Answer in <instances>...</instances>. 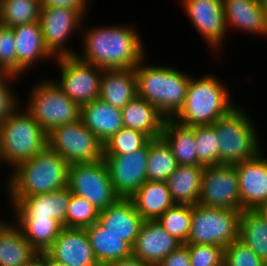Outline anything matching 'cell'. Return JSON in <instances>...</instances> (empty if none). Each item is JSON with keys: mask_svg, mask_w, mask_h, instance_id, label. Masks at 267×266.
Returning a JSON list of instances; mask_svg holds the SVG:
<instances>
[{"mask_svg": "<svg viewBox=\"0 0 267 266\" xmlns=\"http://www.w3.org/2000/svg\"><path fill=\"white\" fill-rule=\"evenodd\" d=\"M196 137L197 157L200 164L206 166L219 165V146L216 128L211 125L193 126Z\"/></svg>", "mask_w": 267, "mask_h": 266, "instance_id": "cell-37", "label": "cell"}, {"mask_svg": "<svg viewBox=\"0 0 267 266\" xmlns=\"http://www.w3.org/2000/svg\"><path fill=\"white\" fill-rule=\"evenodd\" d=\"M121 111L125 127L145 133L150 139L161 137L167 118L145 99L137 95Z\"/></svg>", "mask_w": 267, "mask_h": 266, "instance_id": "cell-26", "label": "cell"}, {"mask_svg": "<svg viewBox=\"0 0 267 266\" xmlns=\"http://www.w3.org/2000/svg\"><path fill=\"white\" fill-rule=\"evenodd\" d=\"M239 240L267 264V216L262 210H243Z\"/></svg>", "mask_w": 267, "mask_h": 266, "instance_id": "cell-31", "label": "cell"}, {"mask_svg": "<svg viewBox=\"0 0 267 266\" xmlns=\"http://www.w3.org/2000/svg\"><path fill=\"white\" fill-rule=\"evenodd\" d=\"M170 145L178 165L202 166L198 161L193 126L167 118L161 135Z\"/></svg>", "mask_w": 267, "mask_h": 266, "instance_id": "cell-29", "label": "cell"}, {"mask_svg": "<svg viewBox=\"0 0 267 266\" xmlns=\"http://www.w3.org/2000/svg\"><path fill=\"white\" fill-rule=\"evenodd\" d=\"M191 266H224V248L216 245L185 244Z\"/></svg>", "mask_w": 267, "mask_h": 266, "instance_id": "cell-40", "label": "cell"}, {"mask_svg": "<svg viewBox=\"0 0 267 266\" xmlns=\"http://www.w3.org/2000/svg\"><path fill=\"white\" fill-rule=\"evenodd\" d=\"M204 166L178 165L166 180L175 204H199Z\"/></svg>", "mask_w": 267, "mask_h": 266, "instance_id": "cell-28", "label": "cell"}, {"mask_svg": "<svg viewBox=\"0 0 267 266\" xmlns=\"http://www.w3.org/2000/svg\"><path fill=\"white\" fill-rule=\"evenodd\" d=\"M42 81L33 87L26 106L34 120L47 133L57 126L78 121L81 107L56 85L55 80Z\"/></svg>", "mask_w": 267, "mask_h": 266, "instance_id": "cell-7", "label": "cell"}, {"mask_svg": "<svg viewBox=\"0 0 267 266\" xmlns=\"http://www.w3.org/2000/svg\"><path fill=\"white\" fill-rule=\"evenodd\" d=\"M46 253L67 266H100L85 228L63 227Z\"/></svg>", "mask_w": 267, "mask_h": 266, "instance_id": "cell-18", "label": "cell"}, {"mask_svg": "<svg viewBox=\"0 0 267 266\" xmlns=\"http://www.w3.org/2000/svg\"><path fill=\"white\" fill-rule=\"evenodd\" d=\"M1 160L3 161V158H2V147H1V135H0V162Z\"/></svg>", "mask_w": 267, "mask_h": 266, "instance_id": "cell-50", "label": "cell"}, {"mask_svg": "<svg viewBox=\"0 0 267 266\" xmlns=\"http://www.w3.org/2000/svg\"><path fill=\"white\" fill-rule=\"evenodd\" d=\"M18 109L0 124L3 163L15 169L48 146V133L25 110Z\"/></svg>", "mask_w": 267, "mask_h": 266, "instance_id": "cell-5", "label": "cell"}, {"mask_svg": "<svg viewBox=\"0 0 267 266\" xmlns=\"http://www.w3.org/2000/svg\"><path fill=\"white\" fill-rule=\"evenodd\" d=\"M158 266H191L188 247L185 244L180 245L166 256Z\"/></svg>", "mask_w": 267, "mask_h": 266, "instance_id": "cell-43", "label": "cell"}, {"mask_svg": "<svg viewBox=\"0 0 267 266\" xmlns=\"http://www.w3.org/2000/svg\"><path fill=\"white\" fill-rule=\"evenodd\" d=\"M85 230L100 266L132 256V246L108 232L98 221Z\"/></svg>", "mask_w": 267, "mask_h": 266, "instance_id": "cell-30", "label": "cell"}, {"mask_svg": "<svg viewBox=\"0 0 267 266\" xmlns=\"http://www.w3.org/2000/svg\"><path fill=\"white\" fill-rule=\"evenodd\" d=\"M11 73H9L3 66H0V84H2Z\"/></svg>", "mask_w": 267, "mask_h": 266, "instance_id": "cell-47", "label": "cell"}, {"mask_svg": "<svg viewBox=\"0 0 267 266\" xmlns=\"http://www.w3.org/2000/svg\"><path fill=\"white\" fill-rule=\"evenodd\" d=\"M16 224L38 253L46 252L63 228L55 219H17Z\"/></svg>", "mask_w": 267, "mask_h": 266, "instance_id": "cell-33", "label": "cell"}, {"mask_svg": "<svg viewBox=\"0 0 267 266\" xmlns=\"http://www.w3.org/2000/svg\"><path fill=\"white\" fill-rule=\"evenodd\" d=\"M103 159L120 198L130 199L147 180L148 142L131 154L104 155Z\"/></svg>", "mask_w": 267, "mask_h": 266, "instance_id": "cell-14", "label": "cell"}, {"mask_svg": "<svg viewBox=\"0 0 267 266\" xmlns=\"http://www.w3.org/2000/svg\"><path fill=\"white\" fill-rule=\"evenodd\" d=\"M17 77L18 76L11 74L2 84H0V124L17 110L18 99L8 85L10 81Z\"/></svg>", "mask_w": 267, "mask_h": 266, "instance_id": "cell-42", "label": "cell"}, {"mask_svg": "<svg viewBox=\"0 0 267 266\" xmlns=\"http://www.w3.org/2000/svg\"><path fill=\"white\" fill-rule=\"evenodd\" d=\"M228 93L214 75L191 76L183 107L173 119L186 126L211 125L236 107Z\"/></svg>", "mask_w": 267, "mask_h": 266, "instance_id": "cell-4", "label": "cell"}, {"mask_svg": "<svg viewBox=\"0 0 267 266\" xmlns=\"http://www.w3.org/2000/svg\"><path fill=\"white\" fill-rule=\"evenodd\" d=\"M144 59L134 68L137 95L173 118L183 107L191 75L168 66H145Z\"/></svg>", "mask_w": 267, "mask_h": 266, "instance_id": "cell-3", "label": "cell"}, {"mask_svg": "<svg viewBox=\"0 0 267 266\" xmlns=\"http://www.w3.org/2000/svg\"><path fill=\"white\" fill-rule=\"evenodd\" d=\"M80 119L103 143L124 127L121 109L99 98L81 106Z\"/></svg>", "mask_w": 267, "mask_h": 266, "instance_id": "cell-23", "label": "cell"}, {"mask_svg": "<svg viewBox=\"0 0 267 266\" xmlns=\"http://www.w3.org/2000/svg\"><path fill=\"white\" fill-rule=\"evenodd\" d=\"M137 96L135 70L105 69L100 82L99 99L122 109Z\"/></svg>", "mask_w": 267, "mask_h": 266, "instance_id": "cell-25", "label": "cell"}, {"mask_svg": "<svg viewBox=\"0 0 267 266\" xmlns=\"http://www.w3.org/2000/svg\"><path fill=\"white\" fill-rule=\"evenodd\" d=\"M157 221L169 234L186 244L192 224V205L174 204Z\"/></svg>", "mask_w": 267, "mask_h": 266, "instance_id": "cell-35", "label": "cell"}, {"mask_svg": "<svg viewBox=\"0 0 267 266\" xmlns=\"http://www.w3.org/2000/svg\"><path fill=\"white\" fill-rule=\"evenodd\" d=\"M149 140L145 133L124 126L104 143V155L131 154Z\"/></svg>", "mask_w": 267, "mask_h": 266, "instance_id": "cell-36", "label": "cell"}, {"mask_svg": "<svg viewBox=\"0 0 267 266\" xmlns=\"http://www.w3.org/2000/svg\"><path fill=\"white\" fill-rule=\"evenodd\" d=\"M83 34L84 53L76 56L104 70L132 69L145 57L141 38L132 26H95Z\"/></svg>", "mask_w": 267, "mask_h": 266, "instance_id": "cell-1", "label": "cell"}, {"mask_svg": "<svg viewBox=\"0 0 267 266\" xmlns=\"http://www.w3.org/2000/svg\"><path fill=\"white\" fill-rule=\"evenodd\" d=\"M84 14L79 9L42 6L40 24L43 39L48 51L55 56H76V52L64 46L71 32L80 27ZM82 20V21H81ZM75 30V31H74Z\"/></svg>", "mask_w": 267, "mask_h": 266, "instance_id": "cell-13", "label": "cell"}, {"mask_svg": "<svg viewBox=\"0 0 267 266\" xmlns=\"http://www.w3.org/2000/svg\"><path fill=\"white\" fill-rule=\"evenodd\" d=\"M245 113L235 107L213 123L218 136L219 165H235L262 153L257 128Z\"/></svg>", "mask_w": 267, "mask_h": 266, "instance_id": "cell-6", "label": "cell"}, {"mask_svg": "<svg viewBox=\"0 0 267 266\" xmlns=\"http://www.w3.org/2000/svg\"><path fill=\"white\" fill-rule=\"evenodd\" d=\"M38 257L45 263V266H67L52 259L46 252H40Z\"/></svg>", "mask_w": 267, "mask_h": 266, "instance_id": "cell-46", "label": "cell"}, {"mask_svg": "<svg viewBox=\"0 0 267 266\" xmlns=\"http://www.w3.org/2000/svg\"><path fill=\"white\" fill-rule=\"evenodd\" d=\"M180 3L205 42L219 52L228 29L222 0H181Z\"/></svg>", "mask_w": 267, "mask_h": 266, "instance_id": "cell-15", "label": "cell"}, {"mask_svg": "<svg viewBox=\"0 0 267 266\" xmlns=\"http://www.w3.org/2000/svg\"><path fill=\"white\" fill-rule=\"evenodd\" d=\"M41 0H1L0 24L15 27L40 19Z\"/></svg>", "mask_w": 267, "mask_h": 266, "instance_id": "cell-34", "label": "cell"}, {"mask_svg": "<svg viewBox=\"0 0 267 266\" xmlns=\"http://www.w3.org/2000/svg\"><path fill=\"white\" fill-rule=\"evenodd\" d=\"M56 60L60 66L61 77L55 83L71 100L81 107L99 97L104 69L77 56H62Z\"/></svg>", "mask_w": 267, "mask_h": 266, "instance_id": "cell-11", "label": "cell"}, {"mask_svg": "<svg viewBox=\"0 0 267 266\" xmlns=\"http://www.w3.org/2000/svg\"><path fill=\"white\" fill-rule=\"evenodd\" d=\"M224 266H267L239 239L224 248Z\"/></svg>", "mask_w": 267, "mask_h": 266, "instance_id": "cell-39", "label": "cell"}, {"mask_svg": "<svg viewBox=\"0 0 267 266\" xmlns=\"http://www.w3.org/2000/svg\"><path fill=\"white\" fill-rule=\"evenodd\" d=\"M106 266H158L154 265L151 263H146L138 258H135L133 256L126 258V259H121L118 261H113Z\"/></svg>", "mask_w": 267, "mask_h": 266, "instance_id": "cell-45", "label": "cell"}, {"mask_svg": "<svg viewBox=\"0 0 267 266\" xmlns=\"http://www.w3.org/2000/svg\"><path fill=\"white\" fill-rule=\"evenodd\" d=\"M178 164L170 145L161 136L148 141V181L166 182L175 172Z\"/></svg>", "mask_w": 267, "mask_h": 266, "instance_id": "cell-32", "label": "cell"}, {"mask_svg": "<svg viewBox=\"0 0 267 266\" xmlns=\"http://www.w3.org/2000/svg\"><path fill=\"white\" fill-rule=\"evenodd\" d=\"M182 243L169 234L157 220H146L132 247V256L158 265Z\"/></svg>", "mask_w": 267, "mask_h": 266, "instance_id": "cell-19", "label": "cell"}, {"mask_svg": "<svg viewBox=\"0 0 267 266\" xmlns=\"http://www.w3.org/2000/svg\"><path fill=\"white\" fill-rule=\"evenodd\" d=\"M88 0H41L42 6L65 7L79 9L84 15L86 14Z\"/></svg>", "mask_w": 267, "mask_h": 266, "instance_id": "cell-44", "label": "cell"}, {"mask_svg": "<svg viewBox=\"0 0 267 266\" xmlns=\"http://www.w3.org/2000/svg\"><path fill=\"white\" fill-rule=\"evenodd\" d=\"M15 45L13 29L0 24V66L17 76Z\"/></svg>", "mask_w": 267, "mask_h": 266, "instance_id": "cell-41", "label": "cell"}, {"mask_svg": "<svg viewBox=\"0 0 267 266\" xmlns=\"http://www.w3.org/2000/svg\"><path fill=\"white\" fill-rule=\"evenodd\" d=\"M68 186L50 193L10 199L17 219H55L66 227V214L71 198Z\"/></svg>", "mask_w": 267, "mask_h": 266, "instance_id": "cell-16", "label": "cell"}, {"mask_svg": "<svg viewBox=\"0 0 267 266\" xmlns=\"http://www.w3.org/2000/svg\"><path fill=\"white\" fill-rule=\"evenodd\" d=\"M257 157L235 164L241 211L261 210L267 205V158Z\"/></svg>", "mask_w": 267, "mask_h": 266, "instance_id": "cell-17", "label": "cell"}, {"mask_svg": "<svg viewBox=\"0 0 267 266\" xmlns=\"http://www.w3.org/2000/svg\"><path fill=\"white\" fill-rule=\"evenodd\" d=\"M261 210L267 216V205H265Z\"/></svg>", "mask_w": 267, "mask_h": 266, "instance_id": "cell-51", "label": "cell"}, {"mask_svg": "<svg viewBox=\"0 0 267 266\" xmlns=\"http://www.w3.org/2000/svg\"><path fill=\"white\" fill-rule=\"evenodd\" d=\"M199 204L241 211L239 181L235 165L204 167Z\"/></svg>", "mask_w": 267, "mask_h": 266, "instance_id": "cell-12", "label": "cell"}, {"mask_svg": "<svg viewBox=\"0 0 267 266\" xmlns=\"http://www.w3.org/2000/svg\"><path fill=\"white\" fill-rule=\"evenodd\" d=\"M222 2L227 27L267 36L262 0H222Z\"/></svg>", "mask_w": 267, "mask_h": 266, "instance_id": "cell-22", "label": "cell"}, {"mask_svg": "<svg viewBox=\"0 0 267 266\" xmlns=\"http://www.w3.org/2000/svg\"><path fill=\"white\" fill-rule=\"evenodd\" d=\"M241 213L239 210L192 205V224L186 244L226 248L239 239Z\"/></svg>", "mask_w": 267, "mask_h": 266, "instance_id": "cell-8", "label": "cell"}, {"mask_svg": "<svg viewBox=\"0 0 267 266\" xmlns=\"http://www.w3.org/2000/svg\"><path fill=\"white\" fill-rule=\"evenodd\" d=\"M135 209L146 220H157L173 202L166 182L146 180L130 198Z\"/></svg>", "mask_w": 267, "mask_h": 266, "instance_id": "cell-27", "label": "cell"}, {"mask_svg": "<svg viewBox=\"0 0 267 266\" xmlns=\"http://www.w3.org/2000/svg\"><path fill=\"white\" fill-rule=\"evenodd\" d=\"M27 266H45V263L37 257L30 265Z\"/></svg>", "mask_w": 267, "mask_h": 266, "instance_id": "cell-48", "label": "cell"}, {"mask_svg": "<svg viewBox=\"0 0 267 266\" xmlns=\"http://www.w3.org/2000/svg\"><path fill=\"white\" fill-rule=\"evenodd\" d=\"M70 164L48 146L11 173L6 188L10 199H23L68 186ZM11 196V197H10Z\"/></svg>", "mask_w": 267, "mask_h": 266, "instance_id": "cell-2", "label": "cell"}, {"mask_svg": "<svg viewBox=\"0 0 267 266\" xmlns=\"http://www.w3.org/2000/svg\"><path fill=\"white\" fill-rule=\"evenodd\" d=\"M15 38L17 76L36 61L54 57L46 48L40 21L12 28Z\"/></svg>", "mask_w": 267, "mask_h": 266, "instance_id": "cell-21", "label": "cell"}, {"mask_svg": "<svg viewBox=\"0 0 267 266\" xmlns=\"http://www.w3.org/2000/svg\"><path fill=\"white\" fill-rule=\"evenodd\" d=\"M48 147L69 164L95 162L104 158V143L81 119L53 128L48 133Z\"/></svg>", "mask_w": 267, "mask_h": 266, "instance_id": "cell-9", "label": "cell"}, {"mask_svg": "<svg viewBox=\"0 0 267 266\" xmlns=\"http://www.w3.org/2000/svg\"><path fill=\"white\" fill-rule=\"evenodd\" d=\"M68 188L72 194L83 197L98 211L120 199L112 185L104 159L70 164Z\"/></svg>", "mask_w": 267, "mask_h": 266, "instance_id": "cell-10", "label": "cell"}, {"mask_svg": "<svg viewBox=\"0 0 267 266\" xmlns=\"http://www.w3.org/2000/svg\"><path fill=\"white\" fill-rule=\"evenodd\" d=\"M263 1V7L265 11V20H266V32H267V0H262Z\"/></svg>", "mask_w": 267, "mask_h": 266, "instance_id": "cell-49", "label": "cell"}, {"mask_svg": "<svg viewBox=\"0 0 267 266\" xmlns=\"http://www.w3.org/2000/svg\"><path fill=\"white\" fill-rule=\"evenodd\" d=\"M38 254L17 224L0 221V266H27Z\"/></svg>", "mask_w": 267, "mask_h": 266, "instance_id": "cell-24", "label": "cell"}, {"mask_svg": "<svg viewBox=\"0 0 267 266\" xmlns=\"http://www.w3.org/2000/svg\"><path fill=\"white\" fill-rule=\"evenodd\" d=\"M99 211L83 197L71 194L67 214V228H86L98 221Z\"/></svg>", "mask_w": 267, "mask_h": 266, "instance_id": "cell-38", "label": "cell"}, {"mask_svg": "<svg viewBox=\"0 0 267 266\" xmlns=\"http://www.w3.org/2000/svg\"><path fill=\"white\" fill-rule=\"evenodd\" d=\"M144 219L130 199L120 198L108 208L99 211L98 222L110 233L129 243L132 247Z\"/></svg>", "mask_w": 267, "mask_h": 266, "instance_id": "cell-20", "label": "cell"}]
</instances>
